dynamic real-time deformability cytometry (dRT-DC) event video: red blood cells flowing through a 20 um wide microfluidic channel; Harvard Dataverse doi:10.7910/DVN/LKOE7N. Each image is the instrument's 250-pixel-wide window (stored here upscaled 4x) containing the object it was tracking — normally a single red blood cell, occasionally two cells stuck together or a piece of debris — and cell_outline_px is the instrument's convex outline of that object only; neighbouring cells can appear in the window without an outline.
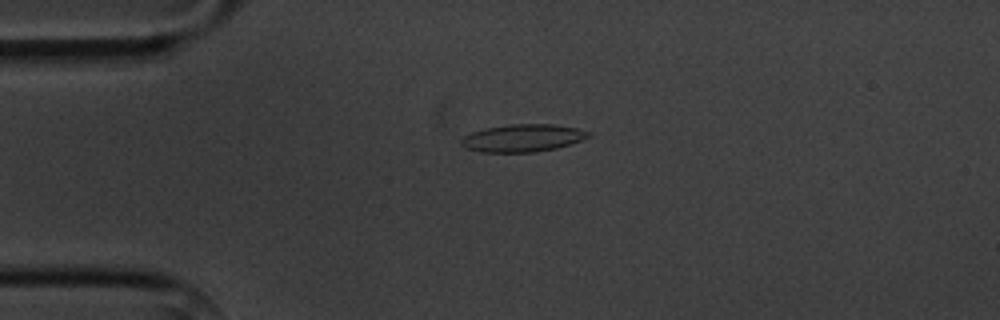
{"species": "common noctule bat (a hibernating species)", "species_latin": "Nyctalus noctula", "temperature_condition": "cold", "stored_images_in_passage": 4, "camera_frame_rate_fps": 3000, "um_per_image_px": 0.085, "animal": {"sex": "male", "body_mass_g": 20.1, "forearm_length_mm": 53.5}, "frame": {"image": 1, "passage_image": 3, "time_ms": 3.0, "image_size_px": [1000, 320], "cell_outline_px": [[592, 136], [572, 144], [556, 148], [536, 152], [480, 152], [464, 148], [460, 144], [460, 140], [464, 136], [472, 132], [488, 128], [512, 124], [552, 124], [576, 128], [592, 132]], "centroid_in_image_um": [44.46, 11.74], "position_along_channel_um": 40.5, "area_um2": 20.52}}